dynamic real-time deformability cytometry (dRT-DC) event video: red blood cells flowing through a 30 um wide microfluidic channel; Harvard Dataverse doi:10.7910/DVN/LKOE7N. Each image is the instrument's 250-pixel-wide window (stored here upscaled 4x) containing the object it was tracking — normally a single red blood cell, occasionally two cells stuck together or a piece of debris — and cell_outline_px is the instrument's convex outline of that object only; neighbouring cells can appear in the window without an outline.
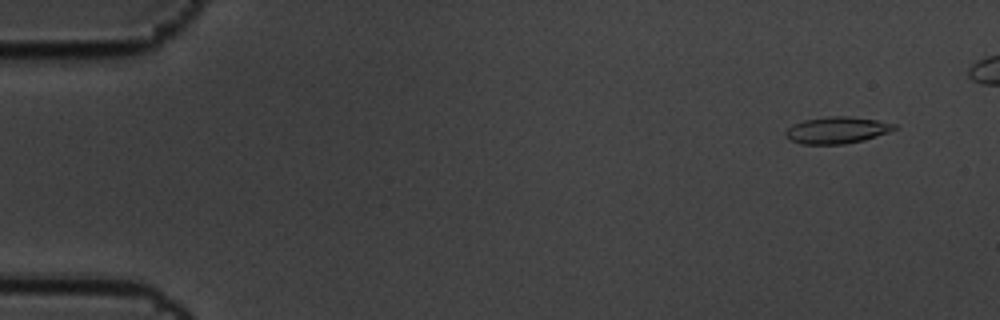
{"species": "common noctule bat (a hibernating species)", "species_latin": "Nyctalus noctula", "temperature_condition": "cold", "stored_images_in_passage": 6, "camera_frame_rate_fps": 3000, "um_per_image_px": 0.085, "animal": {"sex": "male", "body_mass_g": 19.5, "forearm_length_mm": 54.6}, "frame": {"image": 1, "passage_image": 1, "time_ms": 0.0, "image_size_px": [1000, 320], "cell_outline_px": [[896, 128], [888, 132], [864, 140], [844, 144], [804, 144], [792, 140], [784, 136], [784, 132], [792, 124], [804, 120], [828, 116], [848, 116], [876, 120], [896, 124]], "centroid_in_image_um": [71.11, 11.06], "position_along_channel_um": 13.9, "area_um2": 16.82}}